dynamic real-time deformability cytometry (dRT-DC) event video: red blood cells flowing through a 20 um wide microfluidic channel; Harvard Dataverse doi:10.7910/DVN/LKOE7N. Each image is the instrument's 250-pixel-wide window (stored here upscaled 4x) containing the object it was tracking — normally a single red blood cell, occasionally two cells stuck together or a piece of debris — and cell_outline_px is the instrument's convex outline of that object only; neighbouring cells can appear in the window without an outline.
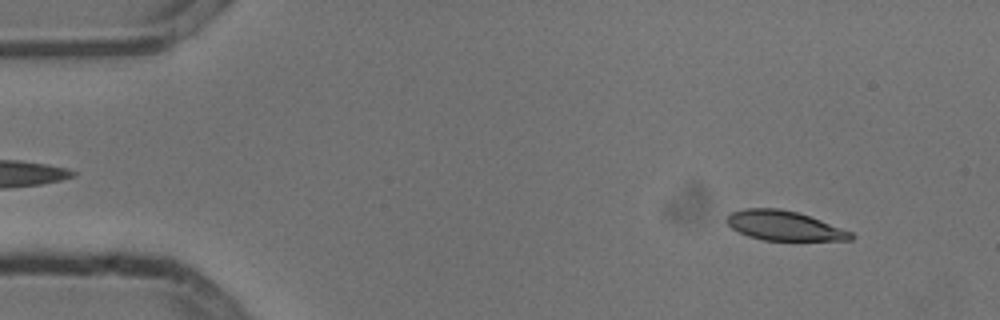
{"species": "common noctule bat (a hibernating species)", "species_latin": "Nyctalus noctula", "temperature_condition": "cold", "stored_images_in_passage": 53, "camera_frame_rate_fps": 3000, "um_per_image_px": 0.085, "animal": {"sex": "male", "body_mass_g": 13.3}, "frame": {"image": 1, "passage_image": 5, "time_ms": 1.333, "image_size_px": [1000, 320], "cell_outline_px": [[856, 236], [852, 240], [764, 240], [748, 236], [732, 228], [724, 220], [732, 212], [744, 208], [780, 208], [796, 212], [820, 220], [852, 232]], "centroid_in_image_um": [66.64, 19.18], "position_along_channel_um": 18.4, "area_um2": 21.21}}
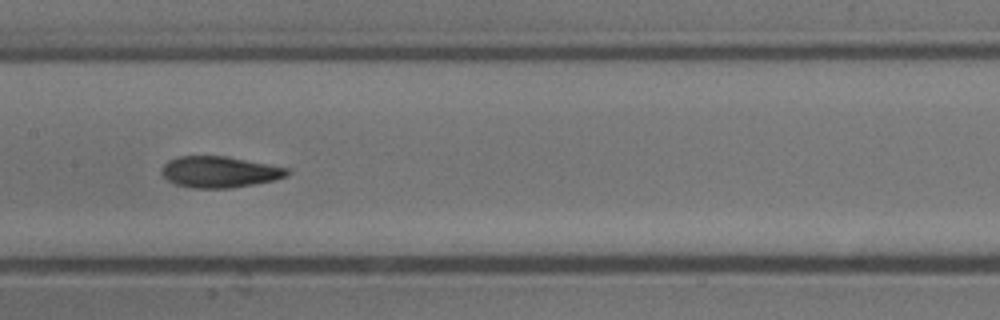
{"frame": {"image": 2, "passage_image": 26, "time_ms": 8.333, "image_size_px": [1000, 320], "cell_outline_px": [[292, 172], [288, 176], [276, 180], [232, 188], [192, 188], [176, 184], [168, 180], [160, 172], [164, 164], [168, 160], [176, 156], [224, 156], [288, 168]], "centroid_in_image_um": [18.66, 14.62], "position_along_channel_um": 188.7, "area_um2": 22.89}}
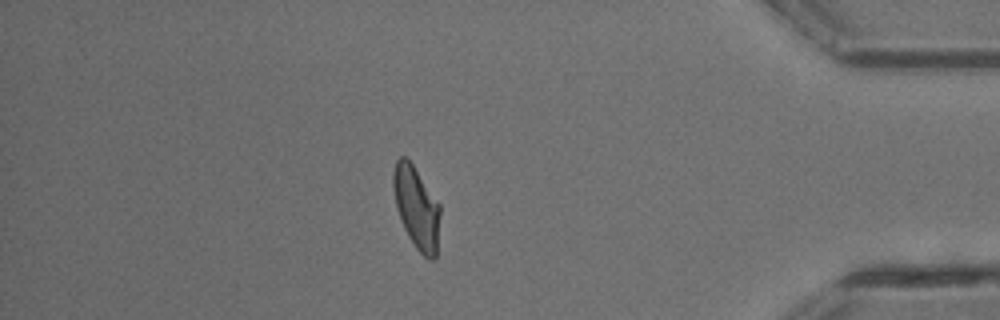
{"frame": {"image": 3, "passage_image": 46, "time_ms": 15.0, "image_size_px": [1000, 320], "cell_outline_px": [[440, 216], [436, 260], [428, 260], [416, 248], [408, 236], [404, 228], [396, 208], [392, 184], [392, 176], [396, 160], [400, 156], [404, 156], [412, 164], [440, 204]], "centroid_in_image_um": [35.4, 17.67], "position_along_channel_um": 399.8, "area_um2": 22.48}, "authors_computed_cell_mechanics": {"area_um2": 22.7154, "velocity_mm_per_s": 3.7804, "shape_relaxation_time_tau1_ms": 6.4509, "shape_relaxation_time_tau2_ms": 2.2019, "deformation_change_tau1": 0.2001, "deformation_change_tau2": 0.0905}}